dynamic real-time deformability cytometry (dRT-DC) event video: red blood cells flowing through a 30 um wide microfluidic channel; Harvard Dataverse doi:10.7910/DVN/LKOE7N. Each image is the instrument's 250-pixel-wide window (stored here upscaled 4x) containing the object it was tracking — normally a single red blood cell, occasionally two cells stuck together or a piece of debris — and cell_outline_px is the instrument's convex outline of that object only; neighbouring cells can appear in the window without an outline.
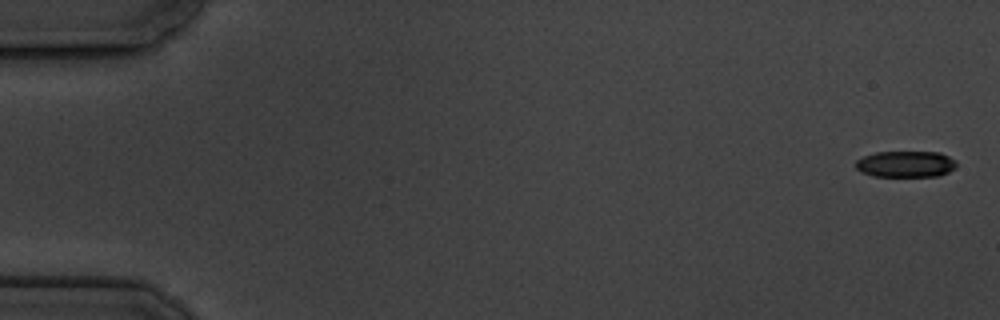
{"species": "common noctule bat (a hibernating species)", "species_latin": "Nyctalus noctula", "temperature_condition": "cold", "stored_images_in_passage": 4, "camera_frame_rate_fps": 3000, "um_per_image_px": 0.085, "animal": {"sex": "male", "body_mass_g": 19.5, "forearm_length_mm": 54.6}, "frame": {"image": 1, "passage_image": 4, "time_ms": 4.333, "image_size_px": [1000, 320], "cell_outline_px": [[956, 168], [940, 176], [872, 176], [860, 172], [856, 168], [856, 160], [864, 156], [876, 152], [940, 152], [956, 160]], "centroid_in_image_um": [76.99, 13.95], "position_along_channel_um": 8.0, "area_um2": 15.55}}